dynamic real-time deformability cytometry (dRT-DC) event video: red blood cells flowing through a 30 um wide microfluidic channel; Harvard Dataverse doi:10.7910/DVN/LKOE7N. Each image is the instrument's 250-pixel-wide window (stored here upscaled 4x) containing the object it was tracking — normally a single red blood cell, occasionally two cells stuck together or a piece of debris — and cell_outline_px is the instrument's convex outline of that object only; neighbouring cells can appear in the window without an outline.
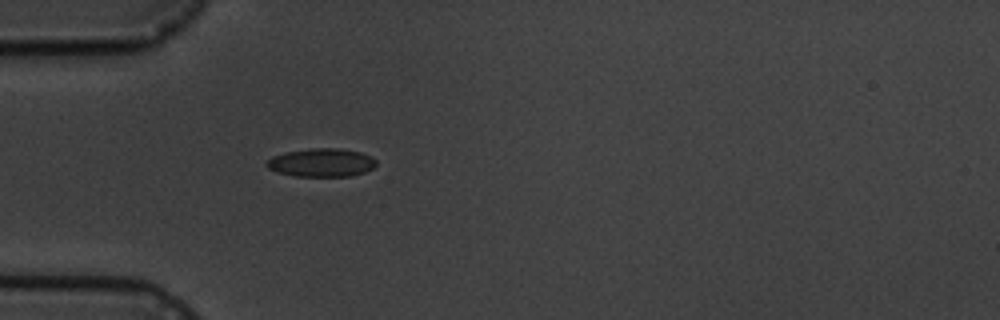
{"species": "common noctule bat (a hibernating species)", "species_latin": "Nyctalus noctula", "temperature_condition": "cold", "stored_images_in_passage": 1, "camera_frame_rate_fps": 3000, "um_per_image_px": 0.085, "animal": {"sex": "male", "body_mass_g": 19.5, "forearm_length_mm": 54.6}, "frame": {"image": 1, "passage_image": 1, "time_ms": 0.0, "image_size_px": [1000, 320], "cell_outline_px": [[376, 164], [372, 168], [364, 172], [352, 176], [292, 176], [276, 172], [268, 168], [264, 164], [272, 156], [284, 152], [308, 148], [336, 148], [360, 152], [372, 156], [376, 160]], "centroid_in_image_um": [27.29, 13.82], "position_along_channel_um": 57.7, "area_um2": 18.26}}